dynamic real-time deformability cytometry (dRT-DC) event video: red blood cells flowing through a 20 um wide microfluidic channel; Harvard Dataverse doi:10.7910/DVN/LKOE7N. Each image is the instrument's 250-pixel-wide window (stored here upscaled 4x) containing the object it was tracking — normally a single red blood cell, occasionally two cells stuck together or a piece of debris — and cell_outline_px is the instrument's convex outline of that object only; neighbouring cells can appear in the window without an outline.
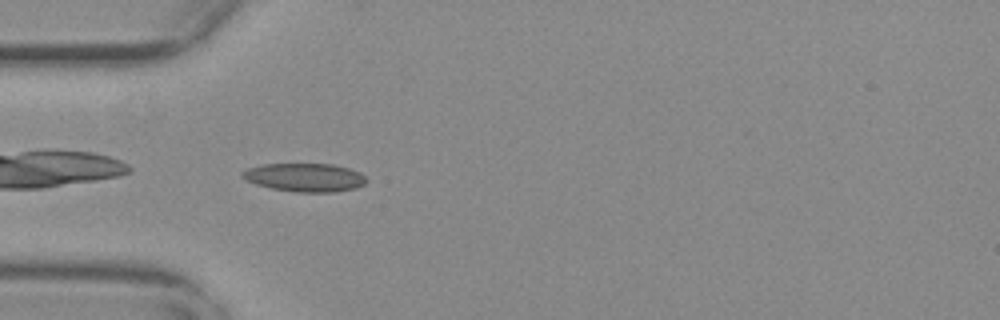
{"species": "common noctule bat (a hibernating species)", "species_latin": "Nyctalus noctula", "temperature_condition": "warm", "stored_images_in_passage": 39, "camera_frame_rate_fps": 3000, "um_per_image_px": 0.085, "animal": {"sex": "female", "body_mass_g": 29.2, "forearm_length_mm": 56.3}, "frame": {"image": 1, "passage_image": 1, "time_ms": 0.0, "image_size_px": [1000, 320], "cell_outline_px": [[368, 180], [364, 184], [356, 188], [336, 192], [296, 192], [272, 188], [256, 184], [240, 176], [240, 172], [248, 168], [264, 164], [332, 164], [348, 168], [360, 172]], "centroid_in_image_um": [25.92, 15.08], "position_along_channel_um": 59.1, "area_um2": 20.52}}
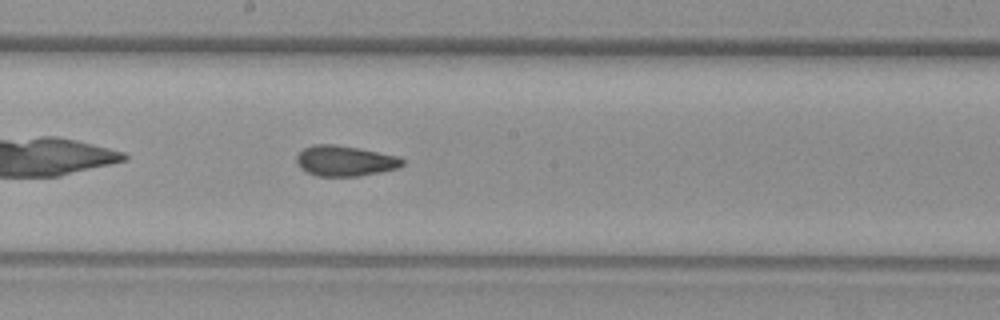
{"frame": {"image": 2, "passage_image": 14, "time_ms": 4.333, "image_size_px": [1000, 320], "cell_outline_px": [[404, 164], [400, 168], [360, 176], [316, 176], [300, 168], [296, 164], [296, 156], [304, 148], [312, 144], [332, 144], [360, 148], [400, 156], [404, 160]], "centroid_in_image_um": [29.34, 13.67], "position_along_channel_um": 218.9, "area_um2": 19.07}}
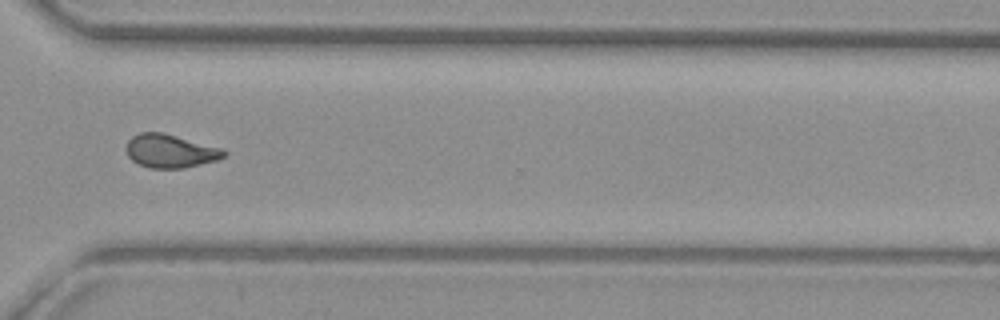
{"frame": {"image": 3, "passage_image": 25, "time_ms": 8.0, "image_size_px": [1000, 320], "cell_outline_px": [[228, 152], [224, 156], [216, 160], [184, 168], [148, 168], [132, 160], [128, 156], [124, 148], [128, 140], [132, 136], [140, 132], [164, 132], [220, 148]], "centroid_in_image_um": [14.42, 12.83], "position_along_channel_um": 356.2, "area_um2": 19.02}, "authors_computed_cell_mechanics": {"area_um2": 19.0162, "velocity_mm_per_s": 3.7506, "shape_relaxation_time_tau1_ms": null, "shape_relaxation_time_tau2_ms": 1.8089, "deformation_change_tau1": null, "deformation_change_tau2": 0.086}}